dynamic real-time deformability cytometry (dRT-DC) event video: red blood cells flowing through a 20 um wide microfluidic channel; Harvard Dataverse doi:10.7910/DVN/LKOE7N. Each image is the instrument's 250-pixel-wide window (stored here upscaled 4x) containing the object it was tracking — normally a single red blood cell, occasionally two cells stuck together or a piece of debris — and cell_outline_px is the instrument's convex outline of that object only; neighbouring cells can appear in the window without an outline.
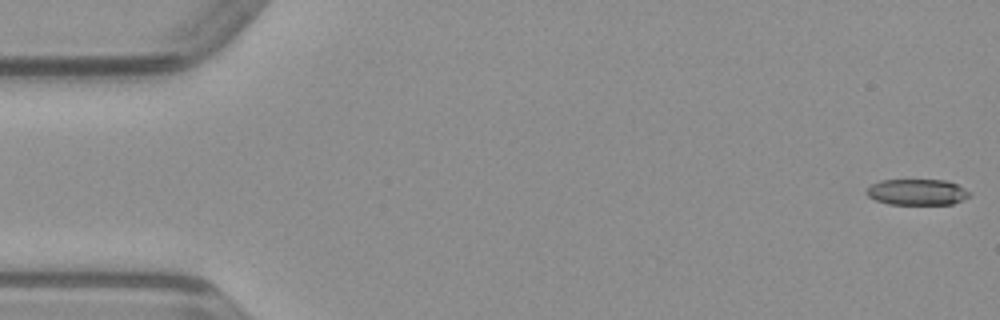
{"species": "common noctule bat (a hibernating species)", "species_latin": "Nyctalus noctula", "temperature_condition": "warm", "stored_images_in_passage": 49, "camera_frame_rate_fps": 3000, "um_per_image_px": 0.085, "animal": {"sex": "male", "body_mass_g": 23.1, "forearm_length_mm": 52.7}, "frame": {"image": 1, "passage_image": 1, "time_ms": 0.0, "image_size_px": [1000, 320], "cell_outline_px": [[972, 196], [964, 200], [952, 204], [888, 204], [876, 200], [868, 196], [864, 192], [864, 188], [880, 180], [944, 180], [956, 184], [972, 192]], "centroid_in_image_um": [77.95, 16.33], "position_along_channel_um": 7.0, "area_um2": 15.84}}
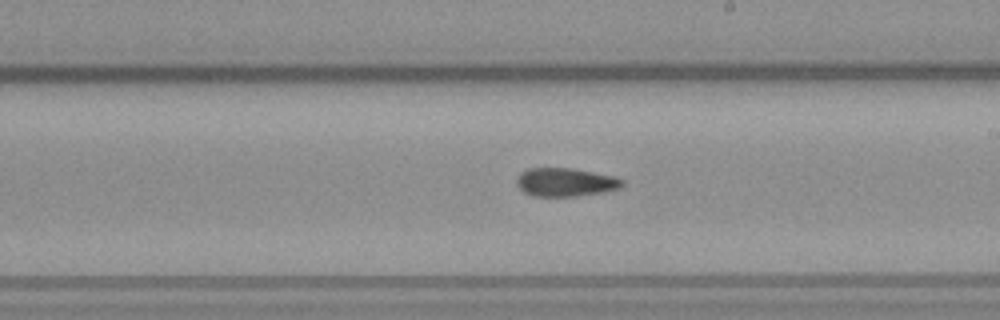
{"frame": {"image": 2, "passage_image": 28, "time_ms": 9.0, "image_size_px": [1000, 320], "cell_outline_px": [[624, 184], [620, 188], [604, 192], [576, 196], [532, 196], [524, 192], [516, 184], [516, 176], [520, 172], [528, 168], [572, 168], [612, 176], [624, 180]], "centroid_in_image_um": [48.03, 15.48], "position_along_channel_um": 241.0, "area_um2": 17.57}}
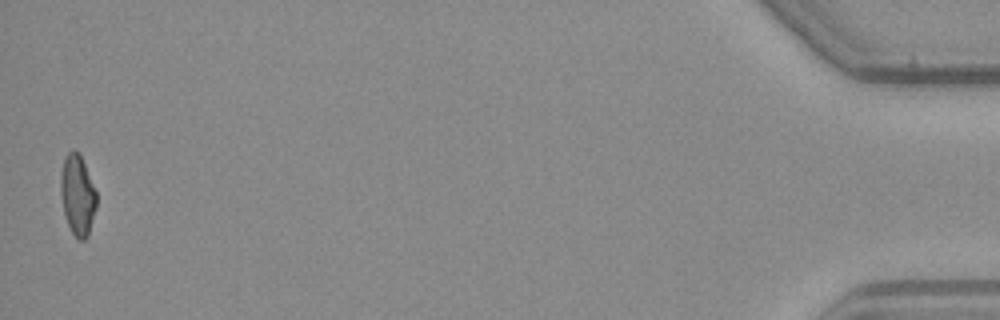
{"frame": {"image": 3, "passage_image": 49, "time_ms": 16.0, "image_size_px": [1000, 320], "cell_outline_px": [[96, 208], [88, 236], [84, 240], [80, 240], [72, 232], [68, 224], [64, 212], [60, 196], [60, 172], [64, 156], [68, 152], [76, 152], [80, 156], [84, 164], [96, 192]], "centroid_in_image_um": [6.57, 16.59], "position_along_channel_um": 428.6, "area_um2": 16.59}}